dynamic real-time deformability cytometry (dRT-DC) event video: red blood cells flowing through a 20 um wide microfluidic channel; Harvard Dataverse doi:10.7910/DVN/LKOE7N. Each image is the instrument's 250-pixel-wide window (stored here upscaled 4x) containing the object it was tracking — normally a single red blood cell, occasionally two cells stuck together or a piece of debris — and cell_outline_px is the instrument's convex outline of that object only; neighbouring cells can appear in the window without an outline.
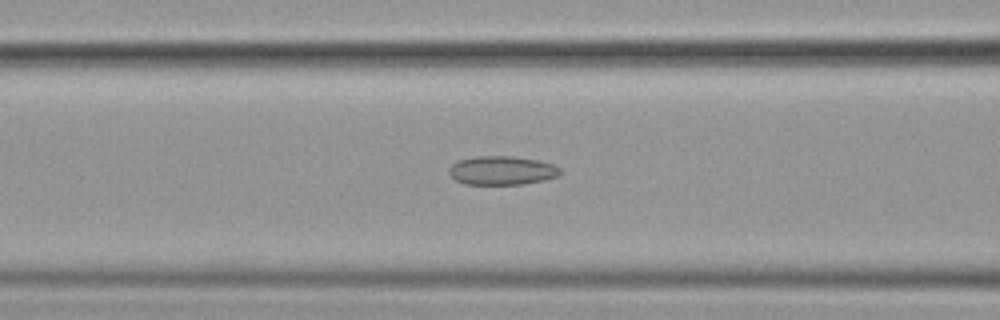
{"species": "common noctule bat (a hibernating species)", "species_latin": "Nyctalus noctula", "temperature_condition": "cold", "stored_images_in_passage": 57, "camera_frame_rate_fps": 3000, "um_per_image_px": 0.085, "animal": {"sex": "female", "body_mass_g": 19.9}, "frame": {"image": 1, "passage_image": 24, "time_ms": 7.667, "image_size_px": [1000, 320], "cell_outline_px": [[560, 172], [556, 176], [544, 180], [524, 184], [464, 184], [456, 180], [448, 172], [448, 168], [452, 164], [460, 160], [476, 156], [512, 156], [536, 160], [556, 164], [560, 168]], "centroid_in_image_um": [42.66, 14.49], "position_along_channel_um": 123.9, "area_um2": 18.61}}
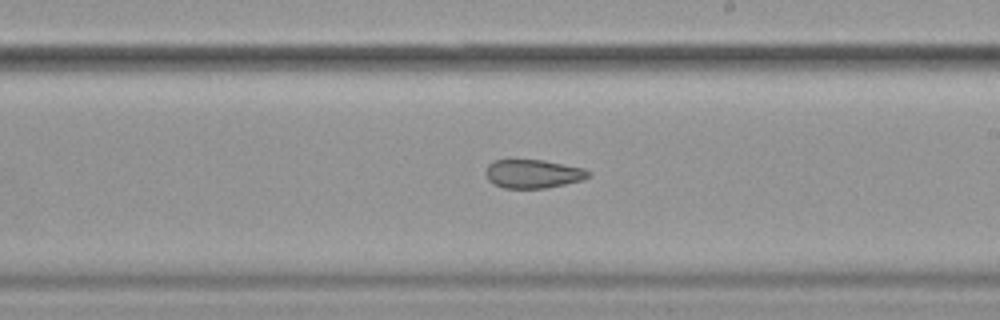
{"frame": {"image": 2, "passage_image": 34, "time_ms": 11.0, "image_size_px": [1000, 320], "cell_outline_px": [[592, 176], [584, 180], [544, 188], [504, 188], [492, 184], [488, 180], [484, 172], [488, 164], [496, 160], [544, 160], [584, 168], [592, 172]], "centroid_in_image_um": [45.33, 14.77], "position_along_channel_um": 243.7, "area_um2": 17.34}}
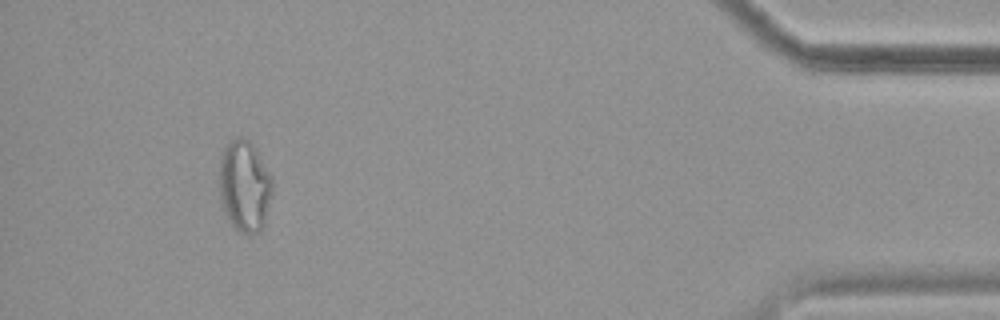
{"frame": {"image": 3, "passage_image": 53, "time_ms": 17.333, "image_size_px": [1000, 320], "cell_outline_px": [[272, 192], [264, 224], [256, 232], [240, 232], [228, 220], [224, 212], [220, 200], [220, 156], [224, 144], [240, 136], [248, 140], [256, 148], [272, 176]], "centroid_in_image_um": [20.78, 15.76], "position_along_channel_um": 414.4, "area_um2": 28.26}, "authors_computed_cell_mechanics": {"area_um2": 20.7502, "velocity_mm_per_s": 3.605, "shape_relaxation_time_tau1_ms": null, "shape_relaxation_time_tau2_ms": 4.9248, "deformation_change_tau1": null, "deformation_change_tau2": 0.1171}}